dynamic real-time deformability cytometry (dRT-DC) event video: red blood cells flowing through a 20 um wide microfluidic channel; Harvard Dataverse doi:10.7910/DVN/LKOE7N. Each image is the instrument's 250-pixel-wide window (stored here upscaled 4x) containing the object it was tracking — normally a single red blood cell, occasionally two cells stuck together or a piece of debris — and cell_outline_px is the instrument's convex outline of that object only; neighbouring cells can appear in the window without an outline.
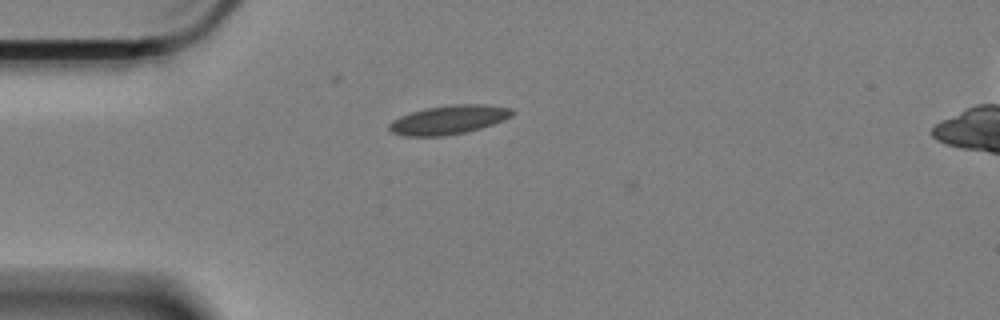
{"species": "Egyptian fruit bat (a non-hibernating species)", "species_latin": "Rousettus aegyptiacus", "temperature_condition": "cold", "stored_images_in_passage": 7, "camera_frame_rate_fps": 3000, "um_per_image_px": 0.085, "animal": {"sex": "female"}, "frame": {"image": 1, "passage_image": 1, "time_ms": 0.0, "image_size_px": [1000, 320], "cell_outline_px": [[516, 112], [512, 116], [504, 120], [480, 128], [464, 132], [444, 136], [404, 136], [392, 132], [388, 128], [388, 124], [392, 120], [400, 116], [424, 108], [452, 104], [488, 104], [512, 108]], "centroid_in_image_um": [38.16, 10.17], "position_along_channel_um": 46.8, "area_um2": 20.87}}
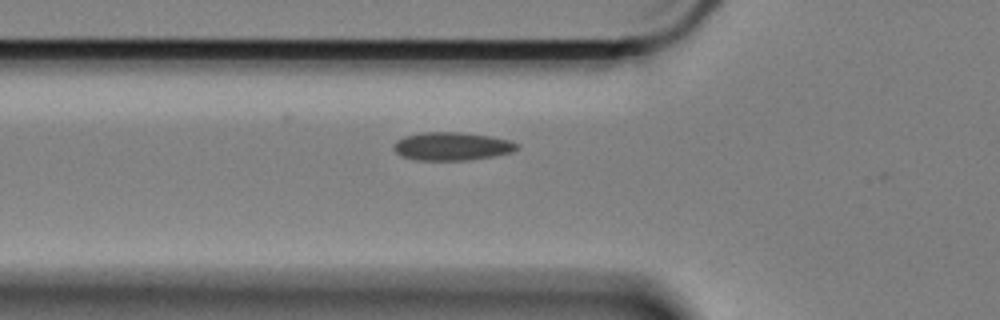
{"frame": {"image": 2, "passage_image": 6, "time_ms": 1.667, "image_size_px": [1000, 320], "cell_outline_px": [[520, 148], [512, 152], [492, 156], [468, 160], [416, 160], [400, 156], [392, 148], [392, 144], [396, 140], [404, 136], [424, 132], [460, 132], [492, 136], [508, 140], [520, 144]], "centroid_in_image_um": [38.39, 12.43], "position_along_channel_um": 87.4, "area_um2": 20.46}}